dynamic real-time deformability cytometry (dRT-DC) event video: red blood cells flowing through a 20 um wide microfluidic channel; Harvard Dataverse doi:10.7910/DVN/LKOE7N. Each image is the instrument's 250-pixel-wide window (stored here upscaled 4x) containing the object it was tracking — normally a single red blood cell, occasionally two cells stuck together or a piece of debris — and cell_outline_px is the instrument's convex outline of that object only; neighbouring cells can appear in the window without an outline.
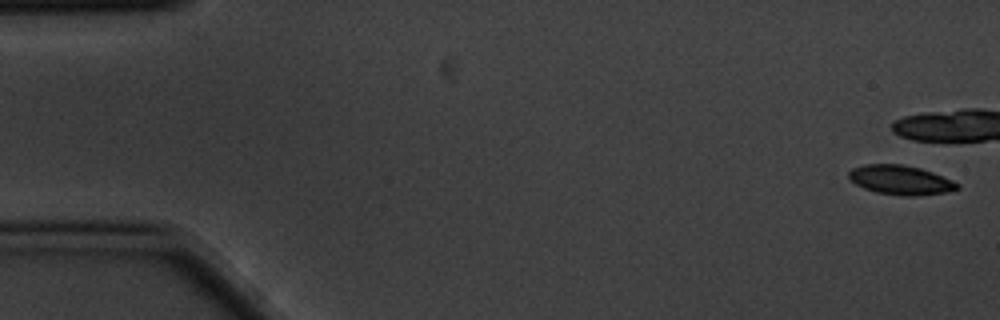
{"species": "common noctule bat (a hibernating species)", "species_latin": "Nyctalus noctula", "temperature_condition": "cold", "stored_images_in_passage": 8, "camera_frame_rate_fps": 3000, "um_per_image_px": 0.085, "animal": {"sex": "male", "body_mass_g": 20.1, "forearm_length_mm": 53.5}, "frame": {"image": 1, "passage_image": 1, "time_ms": 0.0, "image_size_px": [1000, 320], "cell_outline_px": [[960, 188], [944, 192], [916, 196], [900, 196], [876, 192], [864, 188], [856, 184], [848, 176], [848, 172], [852, 168], [864, 164], [900, 164], [920, 168], [932, 172], [952, 180], [960, 184]], "centroid_in_image_um": [76.54, 15.3], "position_along_channel_um": 8.5, "area_um2": 18.5}}